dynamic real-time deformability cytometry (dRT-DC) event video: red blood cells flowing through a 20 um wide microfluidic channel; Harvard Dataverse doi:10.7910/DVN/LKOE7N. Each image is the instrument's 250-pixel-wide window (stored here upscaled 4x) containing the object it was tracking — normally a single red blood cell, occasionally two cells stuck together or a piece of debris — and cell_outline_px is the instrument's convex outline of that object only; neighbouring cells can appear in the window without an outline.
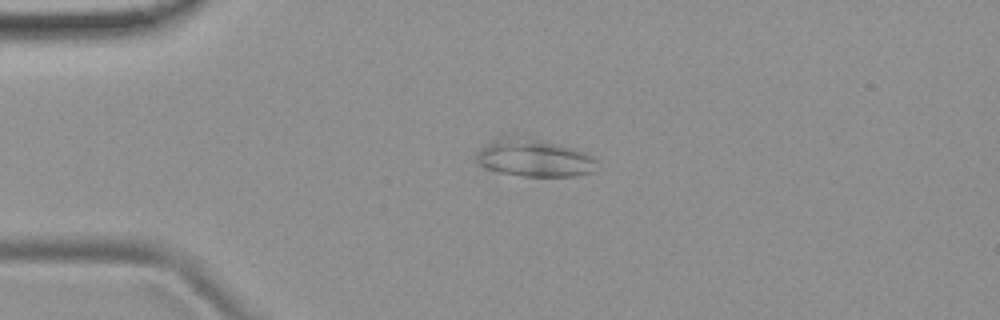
{"species": "common noctule bat (a hibernating species)", "species_latin": "Nyctalus noctula", "temperature_condition": "room temperature", "stored_images_in_passage": 52, "camera_frame_rate_fps": 3000, "um_per_image_px": 0.085, "animal": {"sex": "female", "body_mass_g": 19.9}, "frame": {"image": 1, "passage_image": 12, "time_ms": 3.667, "image_size_px": [1000, 320], "cell_outline_px": [[596, 160], [592, 172], [576, 176], [524, 176], [500, 172], [484, 168], [476, 160], [476, 152], [480, 148], [504, 132], [512, 132], [572, 148], [584, 152], [592, 156]], "centroid_in_image_um": [45.3, 13.37], "position_along_channel_um": 39.7, "area_um2": 26.93}}
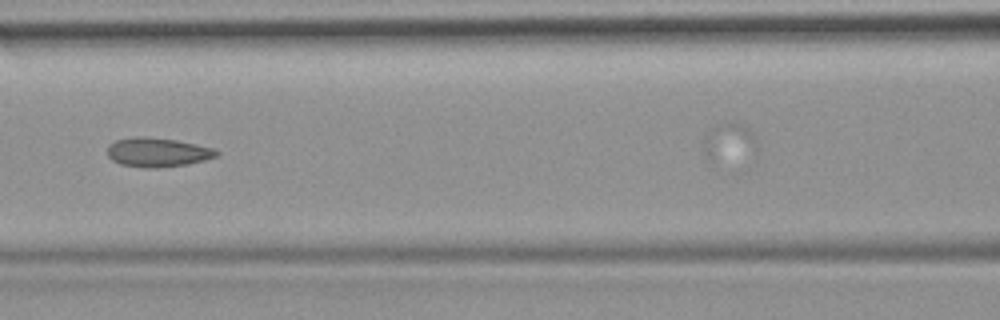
{"frame": {"image": 2, "passage_image": 23, "time_ms": 7.333, "image_size_px": [1000, 320], "cell_outline_px": [[220, 152], [216, 156], [204, 160], [188, 164], [156, 168], [144, 168], [120, 164], [112, 160], [108, 156], [108, 144], [116, 140], [132, 136], [148, 136], [176, 140], [196, 144], [212, 148]], "centroid_in_image_um": [13.36, 12.94], "position_along_channel_um": 153.2, "area_um2": 18.67}}
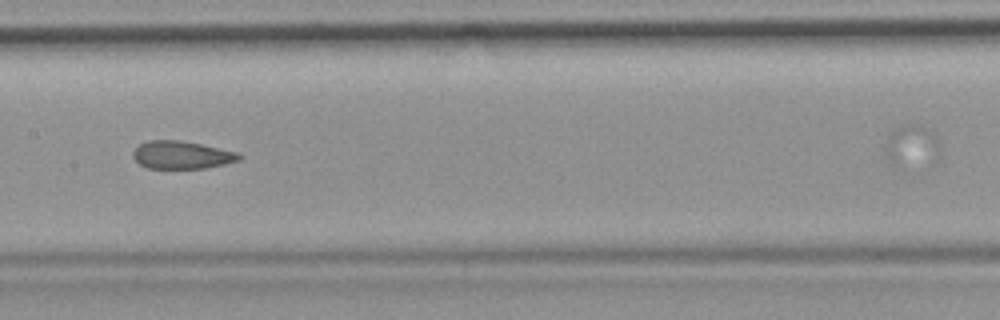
{"frame": {"image": 3, "passage_image": 26, "time_ms": 8.333, "image_size_px": [1000, 320], "cell_outline_px": [[244, 156], [240, 160], [224, 164], [204, 168], [148, 168], [140, 164], [132, 156], [132, 152], [140, 144], [148, 140], [180, 140], [240, 152]], "centroid_in_image_um": [15.48, 13.16], "position_along_channel_um": 191.9, "area_um2": 17.22}}